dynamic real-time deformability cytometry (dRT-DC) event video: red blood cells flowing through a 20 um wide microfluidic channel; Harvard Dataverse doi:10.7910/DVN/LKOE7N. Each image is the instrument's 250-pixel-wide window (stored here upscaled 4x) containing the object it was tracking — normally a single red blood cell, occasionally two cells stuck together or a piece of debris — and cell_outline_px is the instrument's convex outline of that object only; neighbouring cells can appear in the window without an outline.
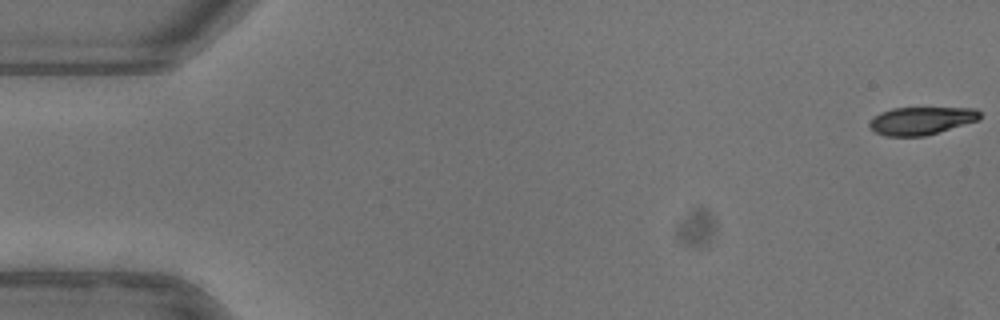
{"species": "common noctule bat (a hibernating species)", "species_latin": "Nyctalus noctula", "temperature_condition": "warm", "stored_images_in_passage": 52, "camera_frame_rate_fps": 3000, "um_per_image_px": 0.085, "animal": {"sex": "female"}, "frame": {"image": 1, "passage_image": 1, "time_ms": 0.0, "image_size_px": [1000, 320], "cell_outline_px": [[980, 120], [924, 136], [884, 136], [876, 132], [868, 124], [880, 112], [892, 108], [976, 108], [980, 112]], "centroid_in_image_um": [78.33, 10.26], "position_along_channel_um": 6.7, "area_um2": 17.74}}
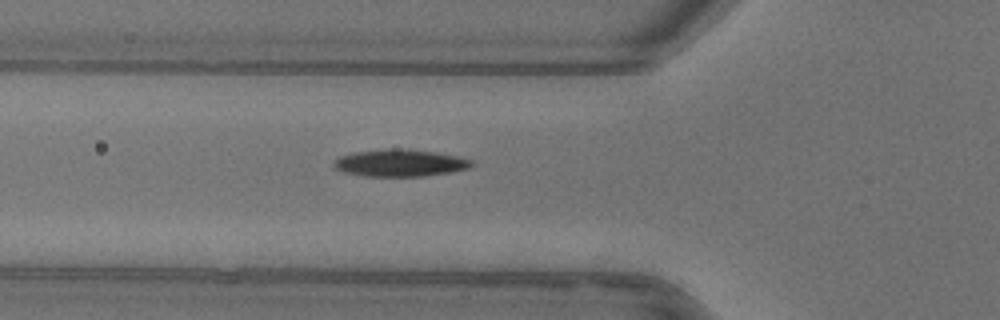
{"frame": {"image": 2, "passage_image": 19, "time_ms": 6.0, "image_size_px": [1000, 320], "cell_outline_px": [[476, 164], [472, 168], [452, 172], [424, 176], [364, 176], [344, 172], [336, 168], [332, 164], [340, 156], [352, 152], [392, 148], [400, 148], [436, 152], [460, 156], [472, 160]], "centroid_in_image_um": [34.07, 13.85], "position_along_channel_um": 91.7, "area_um2": 22.02}}
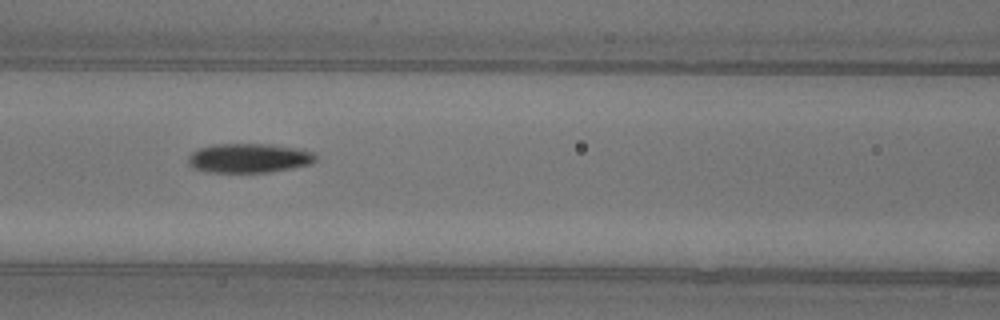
{"frame": {"image": 3, "passage_image": 23, "time_ms": 7.333, "image_size_px": [1000, 320], "cell_outline_px": [[316, 160], [312, 164], [272, 172], [204, 172], [192, 168], [188, 164], [188, 156], [192, 152], [200, 148], [212, 144], [272, 144], [300, 148], [312, 152], [316, 156]], "centroid_in_image_um": [21.16, 13.44], "position_along_channel_um": 145.4, "area_um2": 22.08}, "authors_computed_cell_mechanics": {"area_um2": 20.6635, "velocity_mm_per_s": 3.973, "shape_relaxation_time_tau1_ms": 4.314, "shape_relaxation_time_tau2_ms": 10.3187, "deformation_change_tau1": 0.1853, "deformation_change_tau2": 0.1776}}